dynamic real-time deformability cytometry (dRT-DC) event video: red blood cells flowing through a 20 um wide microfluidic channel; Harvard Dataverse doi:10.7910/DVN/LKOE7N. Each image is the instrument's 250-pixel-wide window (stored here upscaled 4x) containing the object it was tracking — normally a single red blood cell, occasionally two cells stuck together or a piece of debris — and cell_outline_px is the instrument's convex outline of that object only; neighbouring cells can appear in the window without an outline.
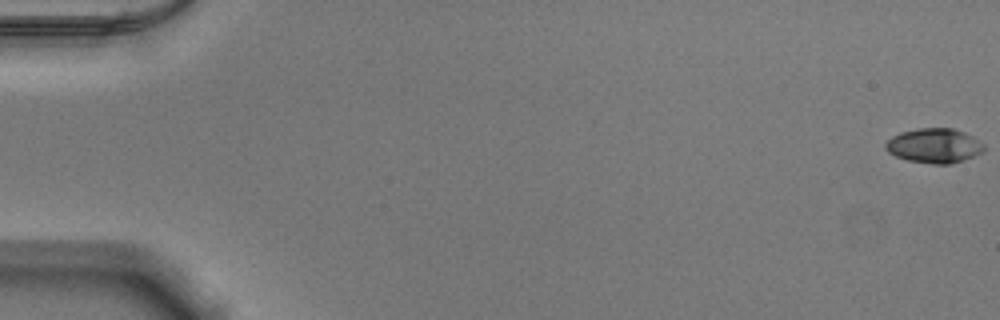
{"species": "Egyptian fruit bat (a non-hibernating species)", "species_latin": "Rousettus aegyptiacus", "temperature_condition": "warm", "stored_images_in_passage": 54, "camera_frame_rate_fps": 3000, "um_per_image_px": 0.085, "animal": {"sex": "male"}, "frame": {"image": 1, "passage_image": 1, "time_ms": 0.0, "image_size_px": [1000, 320], "cell_outline_px": [[984, 152], [948, 164], [932, 164], [908, 160], [896, 156], [888, 152], [884, 148], [884, 144], [892, 136], [900, 132], [916, 128], [952, 128], [964, 132], [972, 136], [984, 144]], "centroid_in_image_um": [79.38, 12.37], "position_along_channel_um": 5.6, "area_um2": 19.77}}
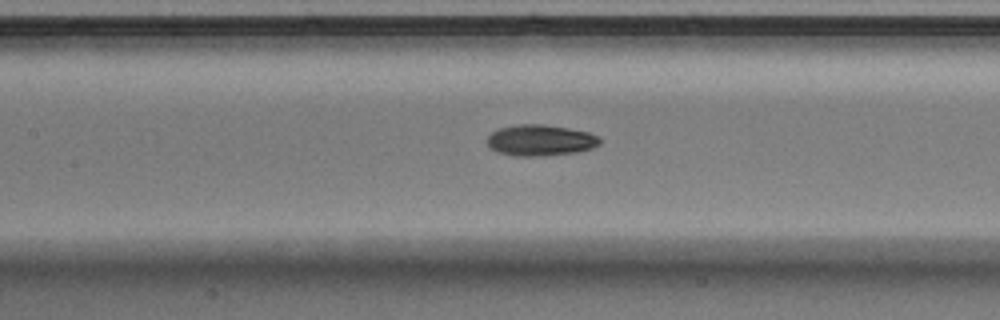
{"frame": {"image": 2, "passage_image": 26, "time_ms": 8.333, "image_size_px": [1000, 320], "cell_outline_px": [[604, 140], [600, 144], [592, 148], [576, 152], [544, 156], [516, 156], [496, 152], [488, 144], [488, 136], [492, 132], [500, 128], [520, 124], [544, 124], [568, 128], [588, 132], [600, 136]], "centroid_in_image_um": [45.98, 11.92], "position_along_channel_um": 161.4, "area_um2": 20.52}}
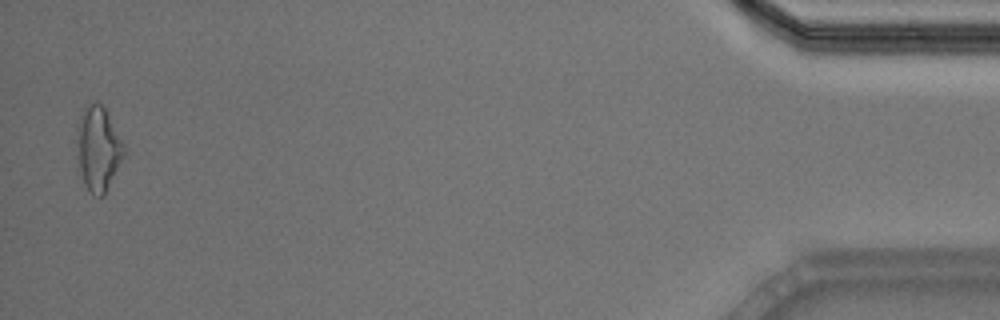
{"frame": {"image": 3, "passage_image": 53, "time_ms": 17.333, "image_size_px": [1000, 320], "cell_outline_px": [[124, 156], [104, 196], [92, 196], [84, 184], [80, 168], [76, 128], [84, 112], [92, 104], [100, 104], [104, 108], [124, 144]], "centroid_in_image_um": [8.37, 12.72], "position_along_channel_um": 426.8, "area_um2": 22.31}, "authors_computed_cell_mechanics": {"area_um2": 19.8254, "velocity_mm_per_s": 3.8842, "shape_relaxation_time_tau1_ms": 3.7239, "shape_relaxation_time_tau2_ms": 3.6915, "deformation_change_tau1": 0.1274, "deformation_change_tau2": 0.0943}}